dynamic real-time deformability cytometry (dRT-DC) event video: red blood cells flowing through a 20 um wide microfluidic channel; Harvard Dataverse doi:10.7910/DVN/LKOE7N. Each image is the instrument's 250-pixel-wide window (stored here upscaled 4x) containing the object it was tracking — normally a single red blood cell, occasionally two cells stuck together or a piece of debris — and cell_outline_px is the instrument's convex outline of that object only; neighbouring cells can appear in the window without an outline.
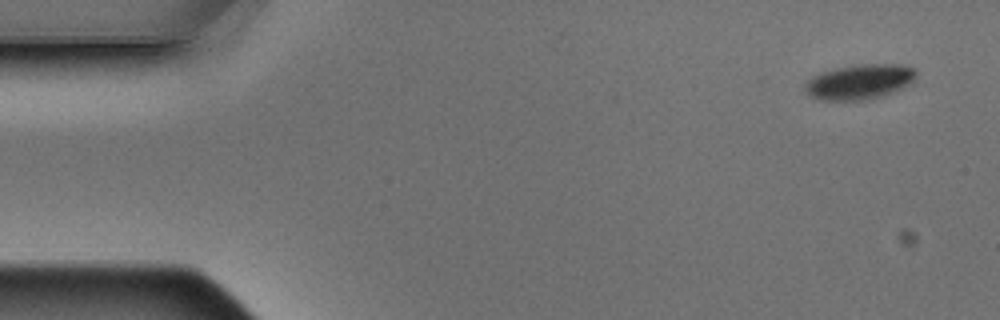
{"species": "Egyptian fruit bat (a non-hibernating species)", "species_latin": "Rousettus aegyptiacus", "temperature_condition": "warm", "stored_images_in_passage": 5, "camera_frame_rate_fps": 3000, "um_per_image_px": 0.085, "animal": {"sex": "male"}, "frame": {"image": 1, "passage_image": 1, "time_ms": 0.0, "image_size_px": [1000, 320], "cell_outline_px": [[916, 80], [912, 84], [896, 92], [884, 96], [868, 100], [820, 100], [812, 96], [804, 88], [804, 84], [812, 76], [836, 68], [860, 64], [904, 64], [916, 68]], "centroid_in_image_um": [73.16, 6.95], "position_along_channel_um": 11.8, "area_um2": 23.06}}
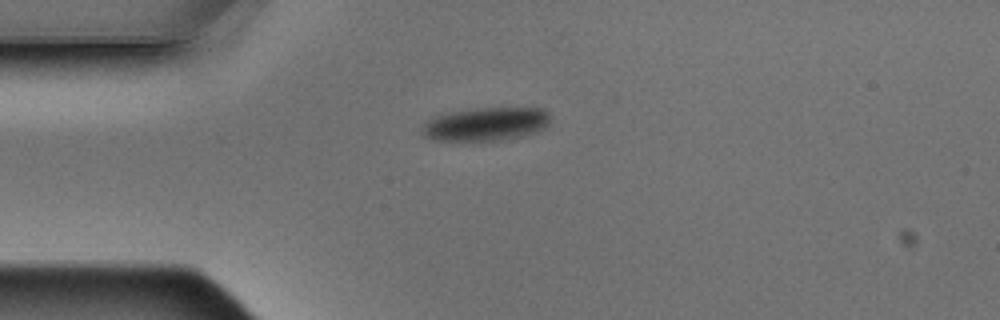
{"frame": {"image": 2, "passage_image": 4, "time_ms": 1.0, "image_size_px": [1000, 320], "cell_outline_px": [[548, 124], [544, 128], [520, 136], [504, 140], [436, 140], [424, 136], [420, 132], [420, 128], [432, 116], [472, 108], [544, 108], [548, 112]], "centroid_in_image_um": [41.25, 10.54], "position_along_channel_um": 43.8, "area_um2": 24.8}}